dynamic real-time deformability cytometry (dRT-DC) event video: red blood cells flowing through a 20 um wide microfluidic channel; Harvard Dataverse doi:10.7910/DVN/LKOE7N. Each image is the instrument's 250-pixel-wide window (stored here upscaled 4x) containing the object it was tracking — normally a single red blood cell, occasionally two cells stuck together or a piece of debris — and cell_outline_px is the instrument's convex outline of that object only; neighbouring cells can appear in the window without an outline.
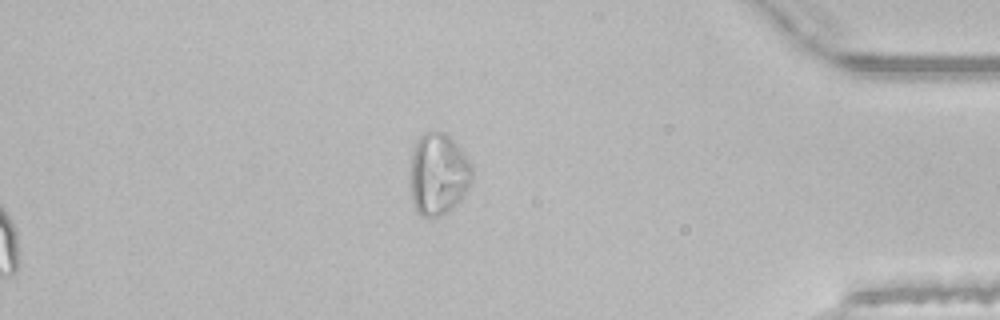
{"species": "common noctule bat (a hibernating species)", "species_latin": "Nyctalus noctula", "temperature_condition": "room temperature", "stored_images_in_passage": 37, "segment_of_instrument_passage": [2, 2], "camera_frame_rate_fps": 3000, "um_per_image_px": 0.085, "animal": {"sex": "male", "body_mass_g": 21.5, "forearm_length_mm": 52.0}, "frame": {"image": 1, "passage_image": 37, "time_ms": 12.0, "image_size_px": [1000, 320], "cell_outline_px": [[472, 184], [452, 208], [440, 216], [432, 220], [416, 212], [412, 200], [408, 172], [412, 152], [416, 140], [424, 132], [444, 132], [452, 140], [472, 164]], "centroid_in_image_um": [37.21, 14.83], "position_along_channel_um": 398.0, "area_um2": 29.94}}